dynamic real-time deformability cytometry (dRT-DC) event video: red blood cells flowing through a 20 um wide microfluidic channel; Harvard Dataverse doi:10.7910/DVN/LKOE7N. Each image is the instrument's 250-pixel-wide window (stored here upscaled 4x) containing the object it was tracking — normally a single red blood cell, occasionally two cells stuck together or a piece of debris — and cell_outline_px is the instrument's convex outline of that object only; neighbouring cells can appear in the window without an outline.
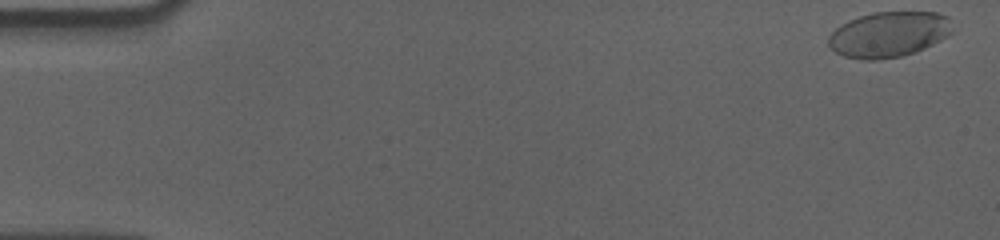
{"species": "human", "species_latin": "Homo sapiens", "temperature_condition": "cold", "stored_images_in_passage": 58, "camera_frame_rate_fps": 3000, "um_per_image_px": 0.085, "donor": {"sex": "male"}, "frame": {"image": 1, "passage_image": 1, "time_ms": 0.0, "image_size_px": [1000, 240], "cell_outline_px": [[952, 32], [948, 36], [916, 52], [900, 56], [876, 60], [860, 60], [844, 56], [836, 52], [828, 44], [828, 36], [840, 24], [848, 20], [872, 12], [936, 12], [948, 16]], "centroid_in_image_um": [75.53, 2.92], "position_along_channel_um": 9.5, "area_um2": 32.89}}
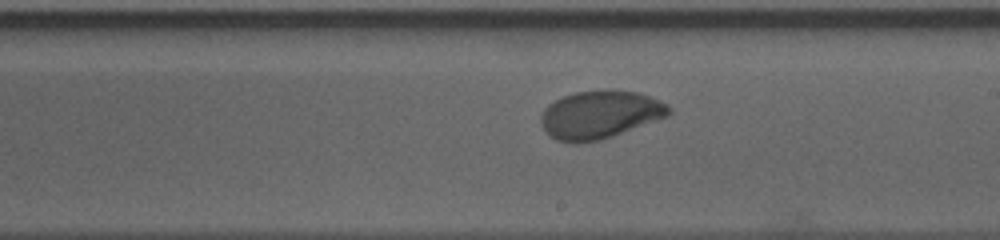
{"frame": {"image": 2, "passage_image": 34, "time_ms": 11.0, "image_size_px": [1000, 240], "cell_outline_px": [[672, 112], [668, 116], [612, 136], [600, 140], [576, 144], [572, 144], [556, 140], [544, 132], [540, 124], [540, 116], [544, 108], [548, 104], [564, 96], [576, 92], [604, 88], [608, 88], [636, 92], [648, 96], [668, 104], [672, 108]], "centroid_in_image_um": [50.96, 9.74], "position_along_channel_um": 238.0, "area_um2": 36.3}}
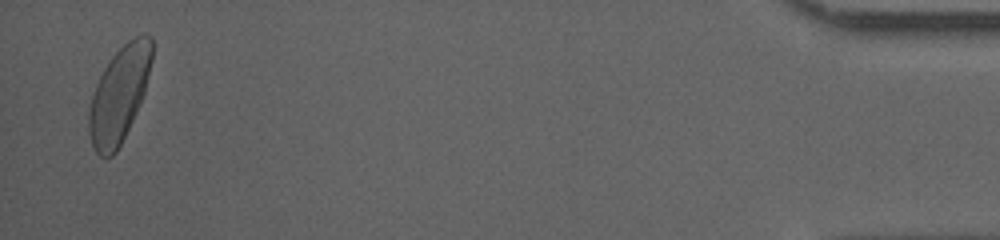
{"frame": {"image": 3, "passage_image": 57, "time_ms": 18.667, "image_size_px": [1000, 240], "cell_outline_px": [[152, 60], [144, 92], [136, 112], [116, 152], [112, 156], [100, 156], [96, 152], [92, 144], [88, 132], [88, 108], [96, 84], [104, 68], [112, 56], [128, 40], [140, 32], [144, 32], [152, 36]], "centroid_in_image_um": [10.13, 7.99], "position_along_channel_um": 425.1, "area_um2": 34.97}, "authors_computed_cell_mechanics": {"area_um2": 34.8534, "velocity_mm_per_s": 3.5324, "shape_relaxation_time_tau1_ms": null, "shape_relaxation_time_tau2_ms": 2.0277, "deformation_change_tau1": null, "deformation_change_tau2": 0.0523}}